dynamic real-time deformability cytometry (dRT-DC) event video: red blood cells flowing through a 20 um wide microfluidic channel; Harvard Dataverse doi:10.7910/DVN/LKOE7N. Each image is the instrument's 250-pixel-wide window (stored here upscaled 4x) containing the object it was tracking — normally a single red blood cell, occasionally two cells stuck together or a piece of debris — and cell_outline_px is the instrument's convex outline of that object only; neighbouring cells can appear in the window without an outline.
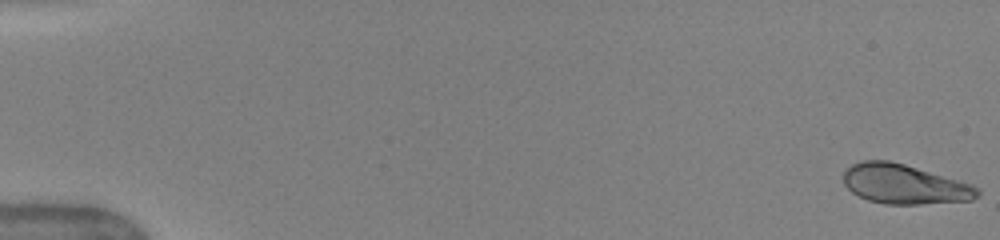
{"species": "human", "species_latin": "Homo sapiens", "temperature_condition": "warm", "stored_images_in_passage": 50, "camera_frame_rate_fps": 3000, "um_per_image_px": 0.085, "donor": {"sex": "female"}, "frame": {"image": 1, "passage_image": 1, "time_ms": 0.0, "image_size_px": [1000, 240], "cell_outline_px": [[980, 196], [972, 200], [920, 204], [884, 204], [868, 200], [852, 192], [844, 184], [844, 172], [852, 164], [860, 160], [888, 160], [904, 164], [960, 180], [972, 184], [980, 192]], "centroid_in_image_um": [76.88, 15.65], "position_along_channel_um": 8.1, "area_um2": 30.87}}
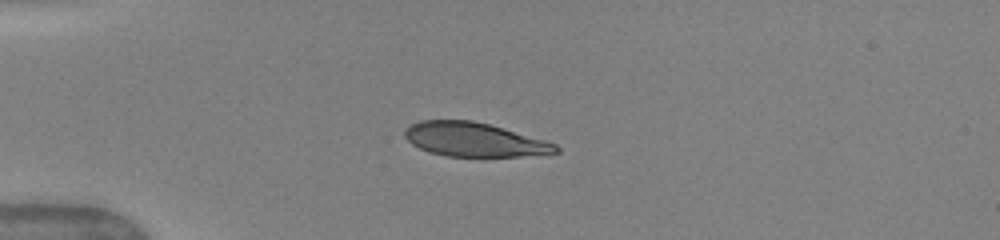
{"frame": {"image": 2, "passage_image": 14, "time_ms": 4.333, "image_size_px": [1000, 240], "cell_outline_px": [[560, 152], [520, 156], [448, 156], [428, 152], [412, 144], [404, 136], [404, 132], [412, 124], [420, 120], [472, 120], [488, 124], [544, 140], [556, 144], [560, 148]], "centroid_in_image_um": [40.29, 11.86], "position_along_channel_um": 44.7, "area_um2": 29.54}}
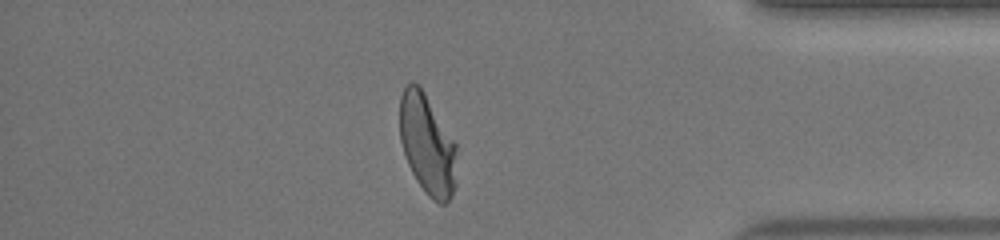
{"frame": {"image": 3, "passage_image": 44, "time_ms": 14.333, "image_size_px": [1000, 240], "cell_outline_px": [[456, 184], [452, 196], [444, 204], [440, 204], [428, 196], [416, 180], [408, 164], [400, 140], [400, 96], [404, 88], [408, 84], [420, 84], [456, 144]], "centroid_in_image_um": [36.33, 12.29], "position_along_channel_um": 398.9, "area_um2": 33.23}, "authors_computed_cell_mechanics": {"area_um2": 33.0327, "velocity_mm_per_s": 4.0727, "shape_relaxation_time_tau1_ms": 3.0891, "shape_relaxation_time_tau2_ms": null, "deformation_change_tau1": 0.1794, "deformation_change_tau2": null}}